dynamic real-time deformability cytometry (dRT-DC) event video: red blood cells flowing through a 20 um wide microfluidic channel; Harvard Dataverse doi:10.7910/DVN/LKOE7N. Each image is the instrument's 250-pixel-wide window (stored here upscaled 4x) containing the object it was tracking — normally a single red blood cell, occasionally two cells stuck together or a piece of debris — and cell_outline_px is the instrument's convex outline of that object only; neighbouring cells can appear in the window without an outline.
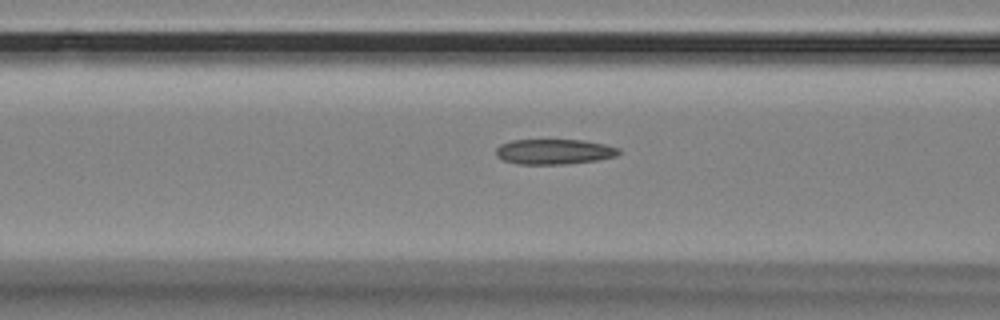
{"species": "Egyptian fruit bat (a non-hibernating species)", "species_latin": "Rousettus aegyptiacus", "temperature_condition": "room temperature", "stored_images_in_passage": 37, "camera_frame_rate_fps": 3000, "um_per_image_px": 0.085, "animal": {"sex": "female"}, "frame": {"image": 1, "passage_image": 8, "time_ms": 2.333, "image_size_px": [1000, 320], "cell_outline_px": [[620, 152], [616, 156], [596, 160], [564, 164], [516, 164], [504, 160], [496, 156], [496, 148], [500, 144], [512, 140], [584, 140], [604, 144], [620, 148]], "centroid_in_image_um": [47.08, 12.89], "position_along_channel_um": 119.5, "area_um2": 18.03}}
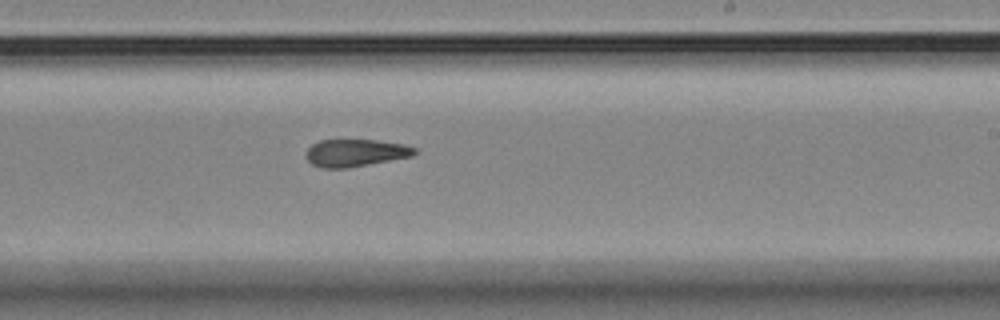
{"frame": {"image": 2, "passage_image": 20, "time_ms": 6.333, "image_size_px": [1000, 320], "cell_outline_px": [[416, 152], [412, 156], [348, 168], [320, 168], [312, 164], [304, 156], [304, 152], [312, 144], [320, 140], [376, 140], [404, 144], [416, 148]], "centroid_in_image_um": [30.17, 12.99], "position_along_channel_um": 258.8, "area_um2": 17.4}}
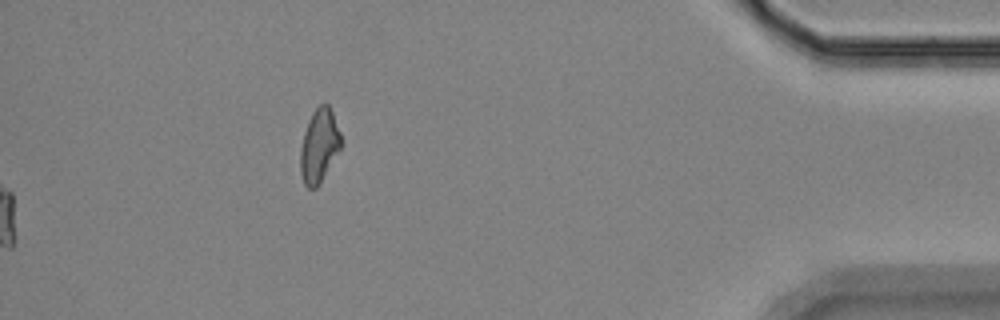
{"frame": {"image": 3, "passage_image": 37, "time_ms": 12.0, "image_size_px": [1000, 320], "cell_outline_px": [[340, 148], [320, 184], [316, 188], [308, 188], [304, 184], [300, 172], [300, 148], [304, 132], [308, 120], [312, 112], [324, 100], [328, 104], [332, 112], [340, 132]], "centroid_in_image_um": [27.1, 12.37], "position_along_channel_um": 408.1, "area_um2": 17.4}, "authors_computed_cell_mechanics": {"area_um2": 18.496, "velocity_mm_per_s": 3.4922, "shape_relaxation_time_tau1_ms": null, "shape_relaxation_time_tau2_ms": 6.2977, "deformation_change_tau1": null, "deformation_change_tau2": 0.1591}}